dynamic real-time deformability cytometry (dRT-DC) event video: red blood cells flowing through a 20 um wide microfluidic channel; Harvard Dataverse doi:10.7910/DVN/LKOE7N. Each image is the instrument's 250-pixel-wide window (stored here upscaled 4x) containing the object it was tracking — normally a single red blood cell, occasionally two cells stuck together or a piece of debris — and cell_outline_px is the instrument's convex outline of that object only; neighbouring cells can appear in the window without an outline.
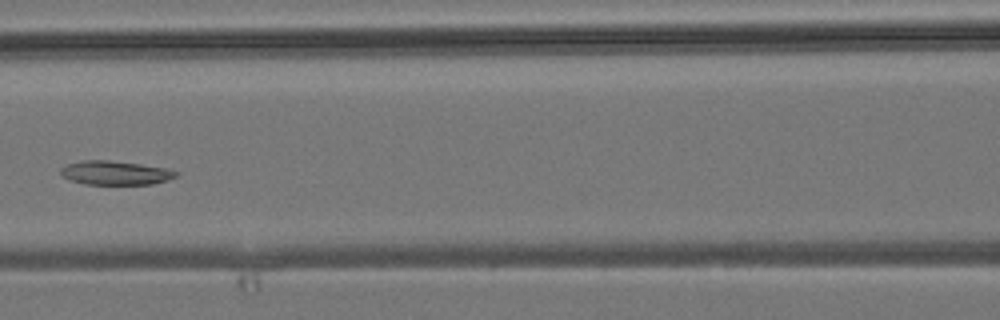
{"species": "common noctule bat (a hibernating species)", "species_latin": "Nyctalus noctula", "temperature_condition": "room temperature", "stored_images_in_passage": 6, "camera_frame_rate_fps": 3000, "um_per_image_px": 0.085, "animal": {"sex": "male", "body_mass_g": 19.2, "forearm_length_mm": 51.8}, "frame": {"image": 1, "passage_image": 6, "time_ms": 5.333, "image_size_px": [1000, 320], "cell_outline_px": [[180, 172], [176, 176], [168, 180], [152, 184], [84, 184], [68, 180], [60, 176], [60, 168], [68, 164], [84, 160], [108, 160], [140, 164], [168, 168]], "centroid_in_image_um": [9.79, 14.69], "position_along_channel_um": 156.8, "area_um2": 16.24}}